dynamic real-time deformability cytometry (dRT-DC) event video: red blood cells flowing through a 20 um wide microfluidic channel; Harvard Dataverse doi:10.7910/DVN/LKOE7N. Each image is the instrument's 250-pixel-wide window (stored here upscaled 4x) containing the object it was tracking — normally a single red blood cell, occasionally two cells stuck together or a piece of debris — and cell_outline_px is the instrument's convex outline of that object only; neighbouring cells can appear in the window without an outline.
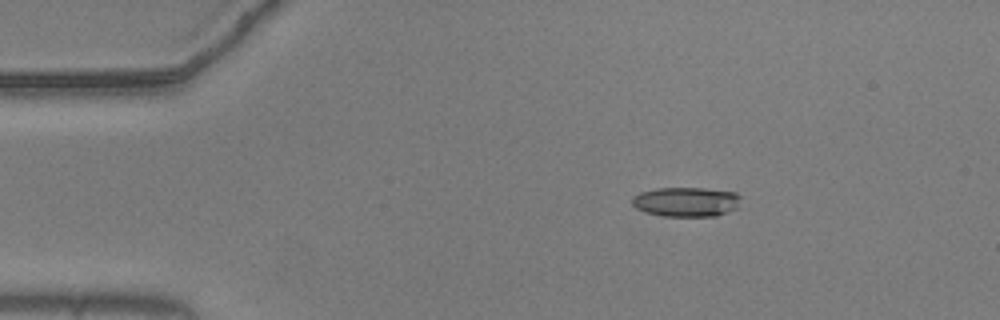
{"species": "common noctule bat (a hibernating species)", "species_latin": "Nyctalus noctula", "temperature_condition": "warm", "stored_images_in_passage": 45, "camera_frame_rate_fps": 3000, "um_per_image_px": 0.085, "animal": {"sex": "male", "body_mass_g": 20.5, "forearm_length_mm": 52.5}, "frame": {"image": 1, "passage_image": 1, "time_ms": 0.0, "image_size_px": [1000, 320], "cell_outline_px": [[740, 196], [736, 208], [716, 216], [664, 216], [644, 212], [636, 208], [632, 204], [632, 196], [640, 192], [656, 188], [704, 188], [736, 192]], "centroid_in_image_um": [58.29, 17.15], "position_along_channel_um": 26.7, "area_um2": 18.73}}
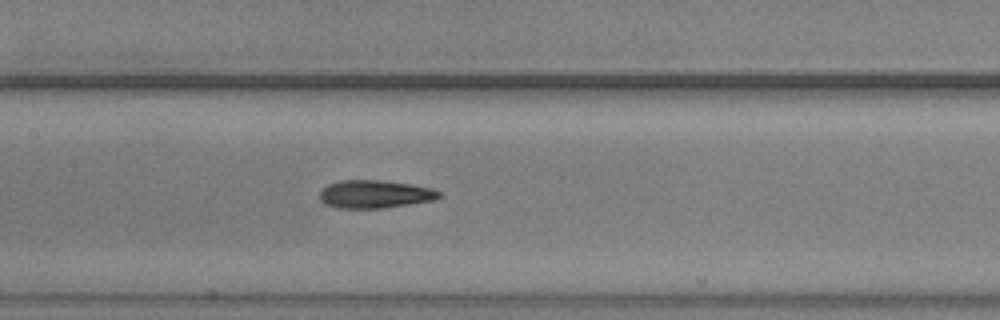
{"frame": {"image": 2, "passage_image": 18, "time_ms": 5.667, "image_size_px": [1000, 320], "cell_outline_px": [[440, 196], [432, 200], [384, 208], [336, 208], [324, 204], [320, 200], [320, 188], [328, 184], [340, 180], [380, 180], [412, 184], [432, 188], [440, 192]], "centroid_in_image_um": [31.8, 16.5], "position_along_channel_um": 175.6, "area_um2": 19.54}}
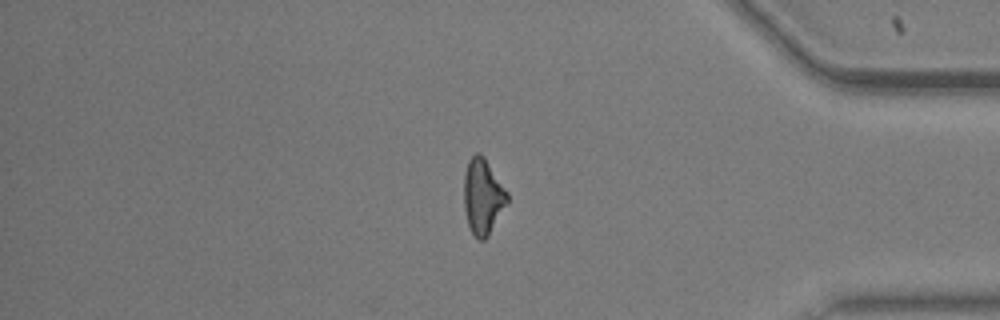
{"frame": {"image": 3, "passage_image": 38, "time_ms": 12.333, "image_size_px": [1000, 320], "cell_outline_px": [[508, 204], [488, 236], [484, 240], [480, 240], [472, 232], [468, 224], [464, 208], [464, 172], [468, 160], [476, 152], [480, 152], [484, 156], [508, 192]], "centroid_in_image_um": [41.05, 16.68], "position_along_channel_um": 394.1, "area_um2": 19.25}}